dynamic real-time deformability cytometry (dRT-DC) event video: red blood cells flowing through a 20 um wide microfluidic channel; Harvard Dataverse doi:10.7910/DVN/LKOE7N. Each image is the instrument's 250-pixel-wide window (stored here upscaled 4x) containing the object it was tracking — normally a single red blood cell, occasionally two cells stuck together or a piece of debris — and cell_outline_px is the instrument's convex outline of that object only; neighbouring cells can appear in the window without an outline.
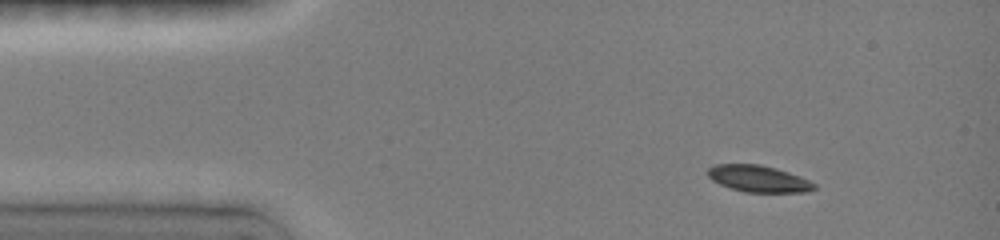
{"species": "common noctule bat (a hibernating species)", "species_latin": "Nyctalus noctula", "temperature_condition": "room temperature", "stored_images_in_passage": 108, "camera_frame_rate_fps": 3000, "um_per_image_px": 0.085, "animal": {"sex": "female", "body_mass_g": 19.0, "forearm_length_mm": 51.5}, "frame": {"image": 1, "passage_image": 1, "time_ms": 0.0, "image_size_px": [1000, 240], "cell_outline_px": [[816, 188], [808, 192], [744, 192], [720, 184], [712, 180], [708, 176], [708, 168], [716, 164], [760, 164], [776, 168], [800, 176], [816, 184]], "centroid_in_image_um": [64.48, 15.19], "position_along_channel_um": 20.5, "area_um2": 16.47}}
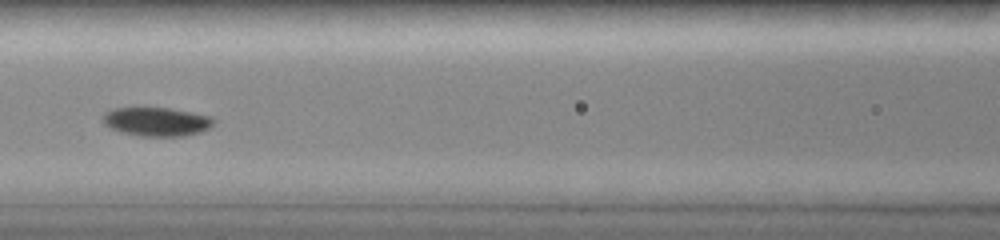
{"frame": {"image": 2, "passage_image": 36, "time_ms": 5.0, "image_size_px": [1000, 240], "cell_outline_px": [[216, 120], [208, 128], [200, 132], [184, 136], [140, 136], [120, 132], [108, 128], [100, 120], [100, 116], [104, 112], [112, 108], [168, 108], [192, 112], [212, 116]], "centroid_in_image_um": [13.25, 10.34], "position_along_channel_um": 153.4, "area_um2": 18.9}}
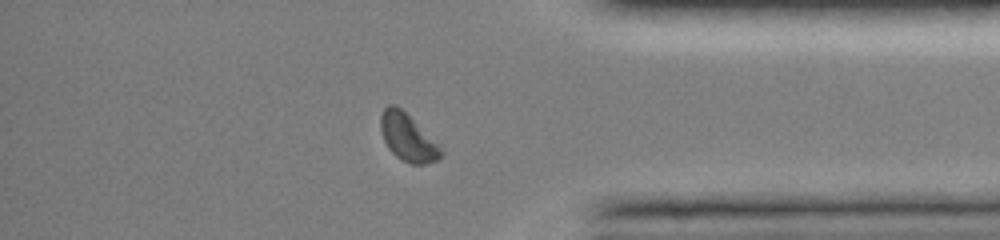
{"frame": {"image": 3, "passage_image": 87, "time_ms": 11.333, "image_size_px": [1000, 240], "cell_outline_px": [[444, 152], [440, 160], [424, 164], [412, 164], [396, 156], [388, 148], [384, 140], [380, 128], [380, 116], [384, 108], [388, 104], [396, 104]], "centroid_in_image_um": [34.62, 11.7], "position_along_channel_um": 400.6, "area_um2": 16.07}, "authors_computed_cell_mechanics": {"area_um2": 17.6868, "velocity_mm_per_s": 4.011, "shape_relaxation_time_tau1_ms": 2.4419, "shape_relaxation_time_tau2_ms": null, "deformation_change_tau1": 0.1133, "deformation_change_tau2": null}}